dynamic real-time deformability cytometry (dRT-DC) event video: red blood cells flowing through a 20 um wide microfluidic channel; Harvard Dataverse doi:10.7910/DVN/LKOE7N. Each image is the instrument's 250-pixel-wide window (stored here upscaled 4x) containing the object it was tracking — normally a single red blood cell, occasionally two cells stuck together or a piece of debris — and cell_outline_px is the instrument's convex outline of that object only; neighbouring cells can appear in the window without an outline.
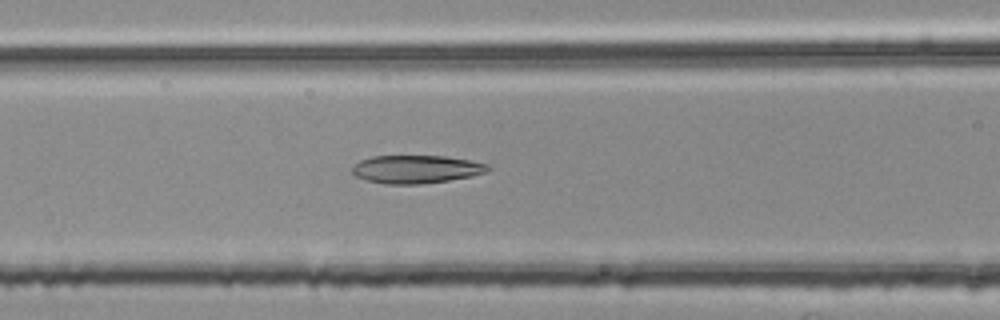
{"species": "common noctule bat (a hibernating species)", "species_latin": "Nyctalus noctula", "temperature_condition": "room temperature", "stored_images_in_passage": 47, "camera_frame_rate_fps": 3000, "um_per_image_px": 0.085, "animal": {"sex": "female", "body_mass_g": 25.1}, "frame": {"image": 1, "passage_image": 21, "time_ms": 6.667, "image_size_px": [1000, 320], "cell_outline_px": [[492, 168], [488, 172], [472, 176], [448, 180], [420, 184], [384, 184], [368, 180], [356, 176], [352, 172], [352, 168], [360, 160], [372, 156], [444, 156], [468, 160], [488, 164]], "centroid_in_image_um": [35.4, 14.38], "position_along_channel_um": 131.2, "area_um2": 22.14}}
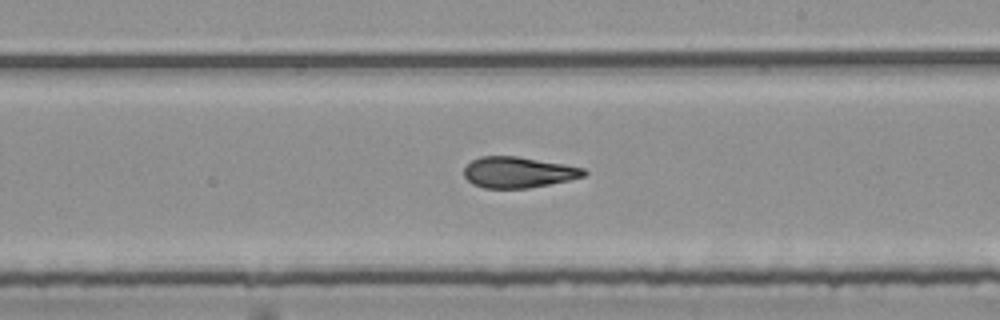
{"frame": {"image": 2, "passage_image": 30, "time_ms": 9.667, "image_size_px": [1000, 320], "cell_outline_px": [[588, 172], [584, 176], [568, 180], [528, 188], [484, 188], [472, 184], [464, 176], [464, 168], [472, 160], [480, 156], [516, 156], [564, 164], [584, 168]], "centroid_in_image_um": [44.03, 14.64], "position_along_channel_um": 245.0, "area_um2": 21.5}}
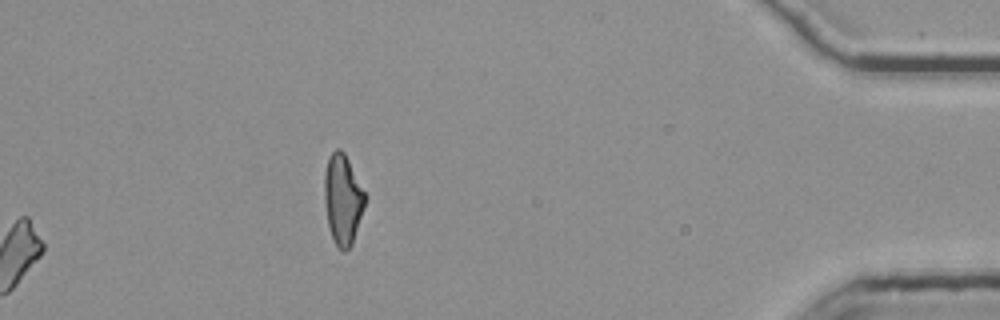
{"frame": {"image": 3, "passage_image": 47, "time_ms": 15.333, "image_size_px": [1000, 320], "cell_outline_px": [[368, 196], [352, 244], [344, 252], [340, 252], [332, 236], [328, 224], [324, 200], [324, 176], [328, 156], [336, 148], [340, 148], [344, 152]], "centroid_in_image_um": [29.15, 16.92], "position_along_channel_um": 406.1, "area_um2": 21.56}, "authors_computed_cell_mechanics": {"area_um2": 22.1374, "velocity_mm_per_s": 3.7974, "shape_relaxation_time_tau1_ms": 9.2938, "shape_relaxation_time_tau2_ms": 2.8014, "deformation_change_tau1": 0.2394, "deformation_change_tau2": 0.1229}}